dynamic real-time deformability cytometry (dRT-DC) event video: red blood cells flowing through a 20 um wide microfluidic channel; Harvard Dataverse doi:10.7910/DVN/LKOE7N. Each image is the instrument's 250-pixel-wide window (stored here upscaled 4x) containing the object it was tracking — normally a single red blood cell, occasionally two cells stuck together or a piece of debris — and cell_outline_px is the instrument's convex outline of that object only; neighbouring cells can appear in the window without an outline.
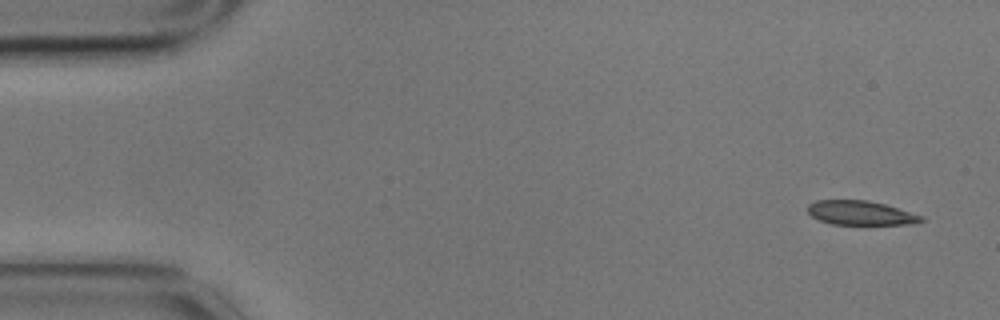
{"species": "common noctule bat (a hibernating species)", "species_latin": "Nyctalus noctula", "temperature_condition": "cold", "stored_images_in_passage": 4, "camera_frame_rate_fps": 3000, "um_per_image_px": 0.085, "animal": {"sex": "male", "body_mass_g": 17.9}, "frame": {"image": 1, "passage_image": 1, "time_ms": 0.0, "image_size_px": [1000, 320], "cell_outline_px": [[924, 220], [912, 224], [832, 224], [820, 220], [812, 216], [808, 212], [808, 204], [816, 200], [868, 200], [884, 204], [924, 216]], "centroid_in_image_um": [73.15, 18.09], "position_along_channel_um": 11.9, "area_um2": 15.9}}
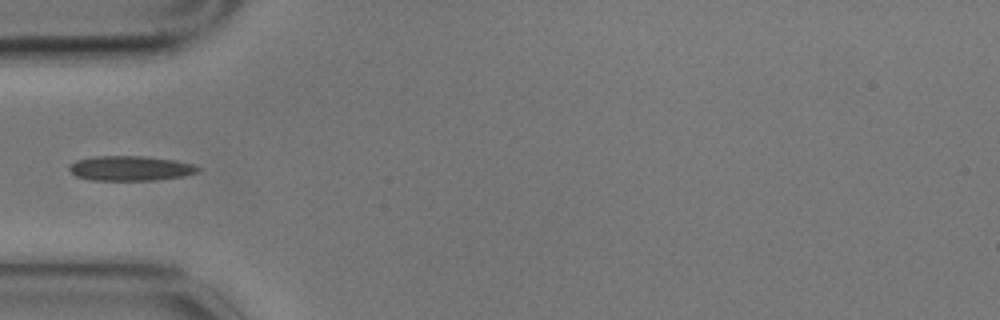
{"frame": {"image": 2, "passage_image": 4, "time_ms": 1.0, "image_size_px": [1000, 320], "cell_outline_px": [[200, 172], [184, 176], [156, 180], [92, 180], [76, 176], [68, 168], [76, 160], [92, 156], [144, 156], [176, 160], [192, 164], [200, 168]], "centroid_in_image_um": [11.11, 14.3], "position_along_channel_um": 73.9, "area_um2": 18.67}}